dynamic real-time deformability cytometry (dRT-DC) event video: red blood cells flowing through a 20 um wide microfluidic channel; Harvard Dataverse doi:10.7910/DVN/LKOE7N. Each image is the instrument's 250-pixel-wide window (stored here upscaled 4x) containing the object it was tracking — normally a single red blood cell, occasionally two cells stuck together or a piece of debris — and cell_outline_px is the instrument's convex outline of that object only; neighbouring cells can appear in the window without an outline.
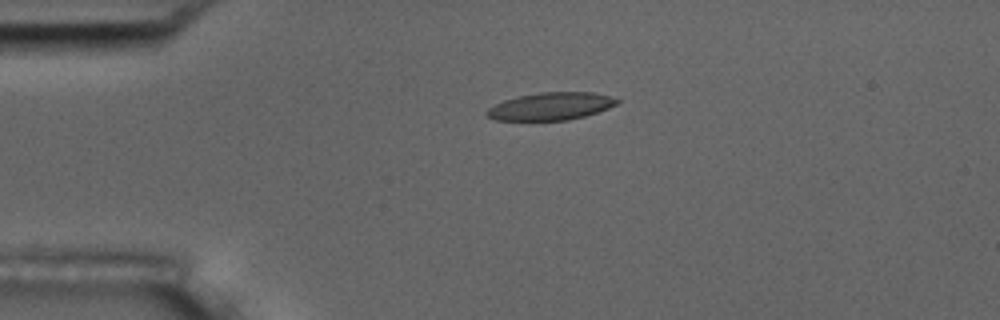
{"species": "common noctule bat (a hibernating species)", "species_latin": "Nyctalus noctula", "temperature_condition": "room temperature", "stored_images_in_passage": 4, "camera_frame_rate_fps": 3000, "um_per_image_px": 0.085, "animal": {"sex": "male", "body_mass_g": 17.5, "forearm_length_mm": 52.3}, "frame": {"image": 1, "passage_image": 3, "time_ms": 3.333, "image_size_px": [1000, 320], "cell_outline_px": [[620, 100], [616, 104], [608, 108], [584, 116], [568, 120], [496, 120], [484, 116], [484, 112], [488, 108], [504, 100], [520, 96], [540, 92], [592, 92], [608, 96]], "centroid_in_image_um": [46.77, 9.04], "position_along_channel_um": 38.2, "area_um2": 20.75}}